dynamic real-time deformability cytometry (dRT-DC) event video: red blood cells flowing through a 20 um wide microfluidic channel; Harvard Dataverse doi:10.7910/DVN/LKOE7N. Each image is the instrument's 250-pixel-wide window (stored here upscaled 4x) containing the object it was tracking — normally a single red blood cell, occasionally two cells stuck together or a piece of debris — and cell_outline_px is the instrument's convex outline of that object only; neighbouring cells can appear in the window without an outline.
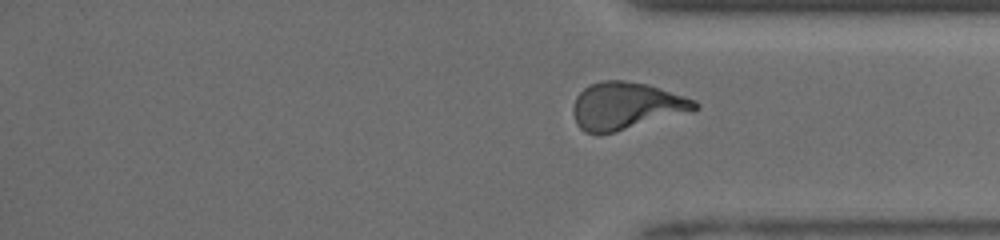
{"species": "human", "species_latin": "Homo sapiens", "temperature_condition": "room temperature", "stored_images_in_passage": 44, "segment_of_instrument_passage": [2, 2], "camera_frame_rate_fps": 3000, "um_per_image_px": 0.085, "donor": {"sex": "male"}, "frame": {"image": 1, "passage_image": 44, "time_ms": 15.0, "image_size_px": [1000, 240], "cell_outline_px": [[700, 108], [692, 112], [616, 132], [584, 132], [576, 124], [572, 112], [572, 108], [576, 96], [588, 84], [600, 80], [624, 80], [648, 84], [696, 100], [700, 104]], "centroid_in_image_um": [53.25, 8.99], "position_along_channel_um": 382.0, "area_um2": 33.87}}